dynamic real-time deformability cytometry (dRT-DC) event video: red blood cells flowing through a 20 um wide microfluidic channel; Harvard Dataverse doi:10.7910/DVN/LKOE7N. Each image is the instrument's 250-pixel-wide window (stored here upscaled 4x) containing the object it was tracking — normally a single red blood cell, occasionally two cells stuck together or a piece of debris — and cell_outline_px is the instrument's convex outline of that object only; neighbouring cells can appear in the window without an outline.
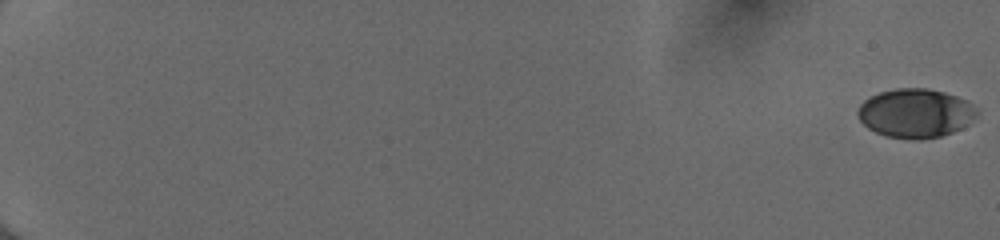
{"species": "human", "species_latin": "Homo sapiens", "temperature_condition": "cold", "stored_images_in_passage": 55, "camera_frame_rate_fps": 3000, "um_per_image_px": 0.085, "donor": {"sex": "female"}, "frame": {"image": 1, "passage_image": 1, "time_ms": 0.0, "image_size_px": [1000, 240], "cell_outline_px": [[976, 116], [960, 128], [952, 132], [940, 136], [920, 140], [888, 136], [876, 132], [868, 128], [860, 120], [856, 112], [860, 104], [864, 100], [880, 92], [896, 88], [928, 88], [944, 92], [956, 96], [964, 100], [976, 112]], "centroid_in_image_um": [77.75, 9.62], "position_along_channel_um": 7.3, "area_um2": 33.41}}
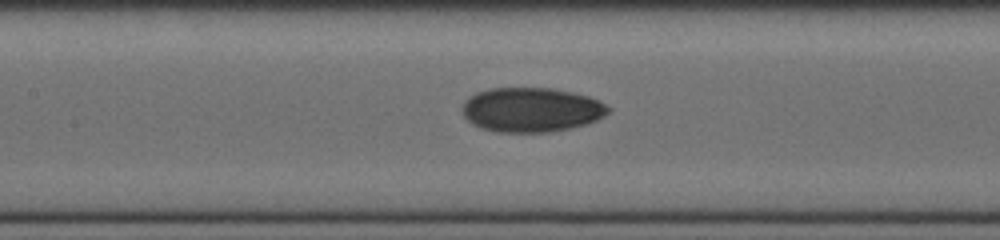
{"frame": {"image": 2, "passage_image": 30, "time_ms": 9.667, "image_size_px": [1000, 240], "cell_outline_px": [[612, 108], [604, 116], [596, 120], [584, 124], [568, 128], [548, 132], [496, 132], [480, 128], [472, 124], [464, 116], [464, 100], [468, 96], [476, 92], [488, 88], [552, 88], [572, 92], [588, 96]], "centroid_in_image_um": [45.13, 9.32], "position_along_channel_um": 162.3, "area_um2": 37.74}}
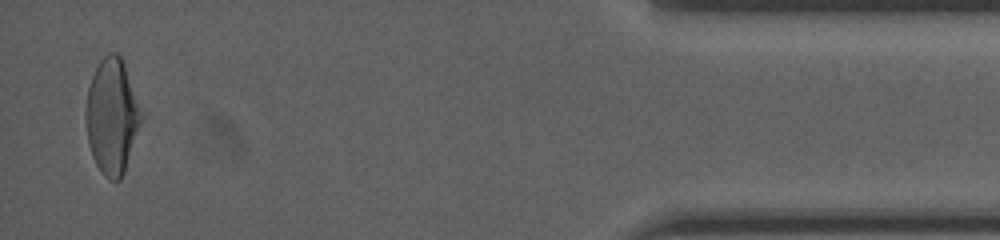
{"frame": {"image": 3, "passage_image": 54, "time_ms": 17.667, "image_size_px": [1000, 240], "cell_outline_px": [[144, 116], [124, 172], [120, 180], [108, 180], [100, 172], [92, 156], [88, 144], [84, 120], [84, 116], [88, 88], [92, 76], [100, 60], [108, 52], [116, 52], [124, 60]], "centroid_in_image_um": [9.52, 9.88], "position_along_channel_um": 425.7, "area_um2": 37.86}, "authors_computed_cell_mechanics": {"area_um2": 35.7204, "velocity_mm_per_s": 4.0384, "shape_relaxation_time_tau1_ms": 5.3656, "shape_relaxation_time_tau2_ms": 1.8129, "deformation_change_tau1": 0.1705, "deformation_change_tau2": 0.0565}}